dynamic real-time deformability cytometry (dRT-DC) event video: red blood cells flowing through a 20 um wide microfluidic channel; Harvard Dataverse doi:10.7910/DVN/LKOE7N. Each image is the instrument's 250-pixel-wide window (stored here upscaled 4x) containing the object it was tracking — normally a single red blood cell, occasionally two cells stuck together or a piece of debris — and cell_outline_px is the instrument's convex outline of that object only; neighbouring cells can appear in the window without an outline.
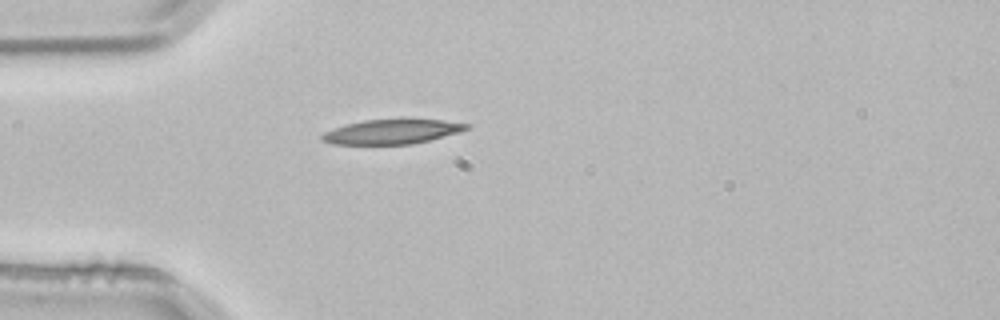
{"species": "common noctule bat (a hibernating species)", "species_latin": "Nyctalus noctula", "temperature_condition": "room temperature", "stored_images_in_passage": 1, "camera_frame_rate_fps": 3000, "um_per_image_px": 0.085, "animal": {"sex": "male", "body_mass_g": 21.5, "forearm_length_mm": 52.0}, "frame": {"image": 1, "passage_image": 1, "time_ms": 0.0, "image_size_px": [1000, 320], "cell_outline_px": [[472, 128], [460, 132], [412, 144], [332, 144], [320, 140], [320, 136], [324, 132], [344, 124], [364, 120], [400, 116], [404, 116], [440, 120], [472, 124]], "centroid_in_image_um": [33.35, 11.14], "position_along_channel_um": 51.7, "area_um2": 21.73}}